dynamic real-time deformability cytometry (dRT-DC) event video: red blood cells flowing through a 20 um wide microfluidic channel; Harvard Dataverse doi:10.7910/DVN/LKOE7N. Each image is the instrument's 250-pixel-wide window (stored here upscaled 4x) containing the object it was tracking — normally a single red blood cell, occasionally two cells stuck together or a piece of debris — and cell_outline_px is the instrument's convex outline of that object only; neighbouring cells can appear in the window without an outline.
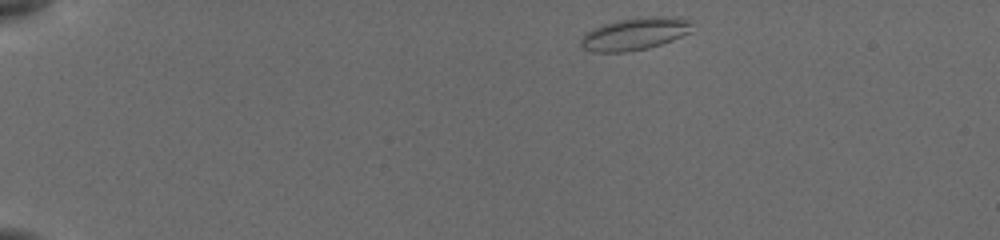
{"species": "common noctule bat (a hibernating species)", "species_latin": "Nyctalus noctula", "temperature_condition": "cold", "stored_images_in_passage": 5, "camera_frame_rate_fps": 3000, "um_per_image_px": 0.085, "animal": {"sex": "female", "body_mass_g": 19.5, "forearm_length_mm": 54.1}, "frame": {"image": 1, "passage_image": 1, "time_ms": 0.0, "image_size_px": [1000, 240], "cell_outline_px": [[688, 32], [672, 40], [648, 48], [624, 52], [596, 52], [584, 48], [580, 44], [580, 40], [588, 32], [604, 24], [620, 20], [688, 20]], "centroid_in_image_um": [53.79, 2.97], "position_along_channel_um": 31.2, "area_um2": 18.96}}